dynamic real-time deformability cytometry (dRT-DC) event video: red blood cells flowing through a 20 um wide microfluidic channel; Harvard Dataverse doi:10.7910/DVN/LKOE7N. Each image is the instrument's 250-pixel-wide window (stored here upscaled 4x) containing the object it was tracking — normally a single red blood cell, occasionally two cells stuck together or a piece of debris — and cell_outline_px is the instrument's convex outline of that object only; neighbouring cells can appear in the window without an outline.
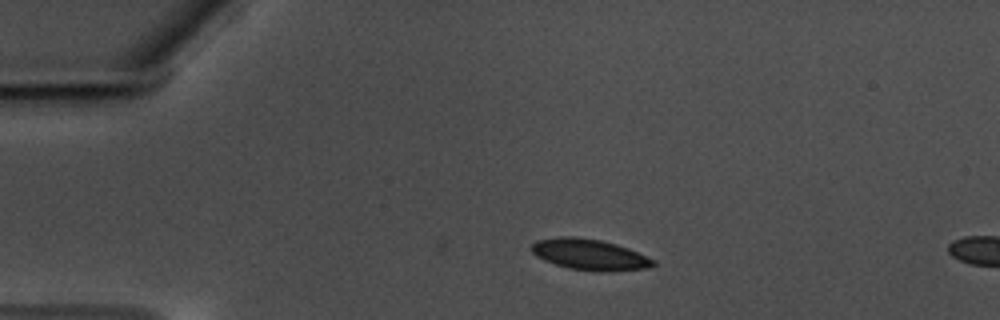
{"species": "common noctule bat (a hibernating species)", "species_latin": "Nyctalus noctula", "temperature_condition": "warm", "stored_images_in_passage": 10, "camera_frame_rate_fps": 3000, "um_per_image_px": 0.085, "animal": {"sex": "male", "body_mass_g": 17.5, "forearm_length_mm": 52.3}, "frame": {"image": 1, "passage_image": 1, "time_ms": 0.0, "image_size_px": [1000, 320], "cell_outline_px": [[656, 264], [648, 268], [612, 272], [596, 272], [568, 268], [544, 260], [536, 256], [532, 252], [532, 244], [536, 240], [560, 236], [576, 236], [600, 240], [616, 244], [628, 248], [656, 260]], "centroid_in_image_um": [50.14, 21.64], "position_along_channel_um": 34.9, "area_um2": 22.2}}
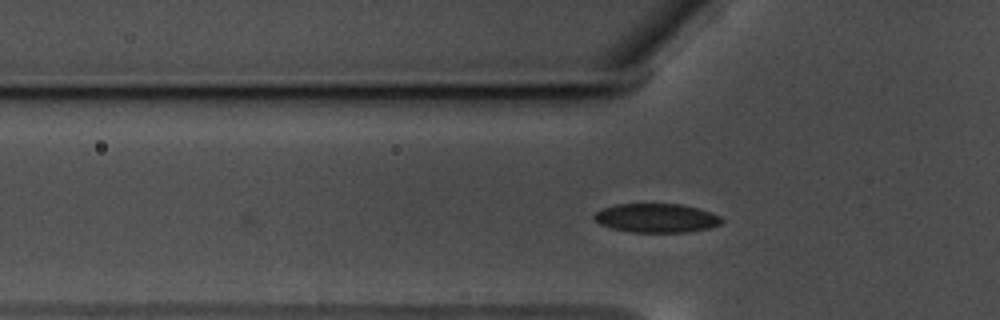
{"frame": {"image": 2, "passage_image": 8, "time_ms": 2.333, "image_size_px": [1000, 320], "cell_outline_px": [[724, 220], [720, 224], [708, 228], [688, 232], [632, 232], [612, 228], [600, 224], [592, 220], [592, 216], [596, 212], [604, 208], [616, 204], [680, 204], [696, 208], [720, 216]], "centroid_in_image_um": [55.76, 18.54], "position_along_channel_um": 70.0, "area_um2": 21.39}}